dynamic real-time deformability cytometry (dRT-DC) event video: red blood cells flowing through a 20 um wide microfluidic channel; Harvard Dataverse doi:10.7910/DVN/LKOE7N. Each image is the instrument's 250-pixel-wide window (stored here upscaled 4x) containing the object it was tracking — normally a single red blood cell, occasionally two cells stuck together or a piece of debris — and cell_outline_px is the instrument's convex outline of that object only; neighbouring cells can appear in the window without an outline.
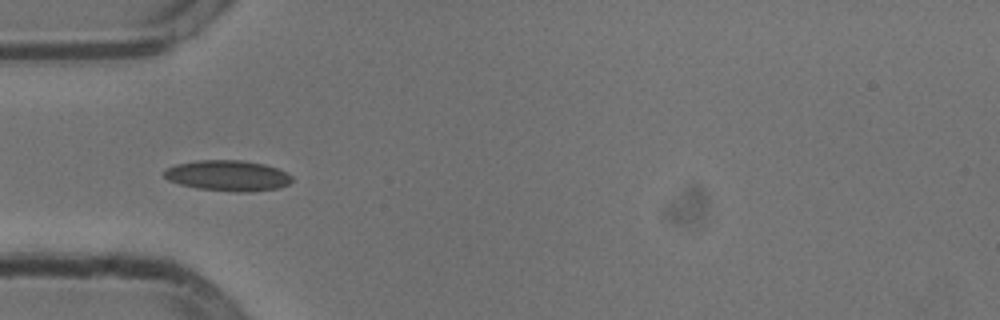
{"species": "common noctule bat (a hibernating species)", "species_latin": "Nyctalus noctula", "temperature_condition": "cold", "stored_images_in_passage": 38, "camera_frame_rate_fps": 3000, "um_per_image_px": 0.085, "animal": {"sex": "male", "body_mass_g": 13.3}, "frame": {"image": 1, "passage_image": 1, "time_ms": 0.0, "image_size_px": [1000, 320], "cell_outline_px": [[292, 180], [288, 184], [276, 188], [248, 192], [236, 192], [196, 188], [180, 184], [168, 180], [164, 176], [164, 172], [168, 168], [176, 164], [196, 160], [244, 160], [264, 164], [276, 168], [292, 176]], "centroid_in_image_um": [19.34, 14.92], "position_along_channel_um": 65.7, "area_um2": 22.72}}
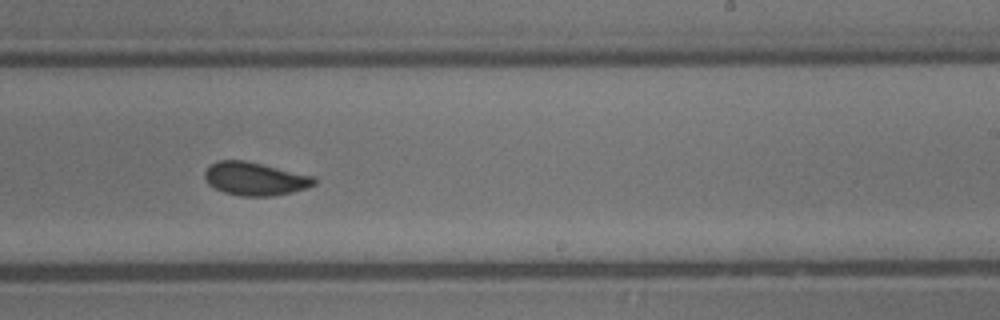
{"frame": {"image": 2, "passage_image": 17, "time_ms": 5.333, "image_size_px": [1000, 320], "cell_outline_px": [[316, 184], [308, 188], [292, 192], [272, 196], [240, 196], [224, 192], [208, 184], [204, 180], [204, 172], [212, 164], [220, 160], [244, 160], [312, 176], [316, 180]], "centroid_in_image_um": [21.66, 15.21], "position_along_channel_um": 267.3, "area_um2": 20.98}}
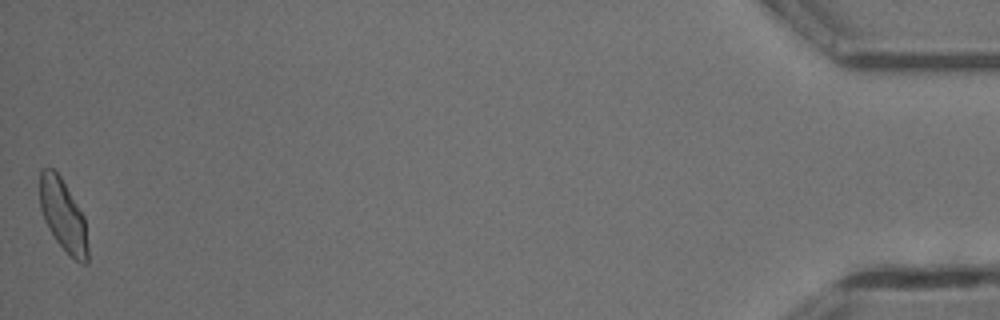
{"frame": {"image": 3, "passage_image": 38, "time_ms": 12.333, "image_size_px": [1000, 320], "cell_outline_px": [[88, 264], [80, 264], [56, 240], [48, 228], [44, 220], [40, 208], [40, 168], [52, 168], [60, 176], [84, 216], [88, 248]], "centroid_in_image_um": [5.36, 18.3], "position_along_channel_um": 429.8, "area_um2": 19.94}, "authors_computed_cell_mechanics": {"area_um2": 20.7213, "velocity_mm_per_s": 3.7779, "shape_relaxation_time_tau1_ms": 5.865, "shape_relaxation_time_tau2_ms": 1.6485, "deformation_change_tau1": 0.1313, "deformation_change_tau2": 0.0628}}